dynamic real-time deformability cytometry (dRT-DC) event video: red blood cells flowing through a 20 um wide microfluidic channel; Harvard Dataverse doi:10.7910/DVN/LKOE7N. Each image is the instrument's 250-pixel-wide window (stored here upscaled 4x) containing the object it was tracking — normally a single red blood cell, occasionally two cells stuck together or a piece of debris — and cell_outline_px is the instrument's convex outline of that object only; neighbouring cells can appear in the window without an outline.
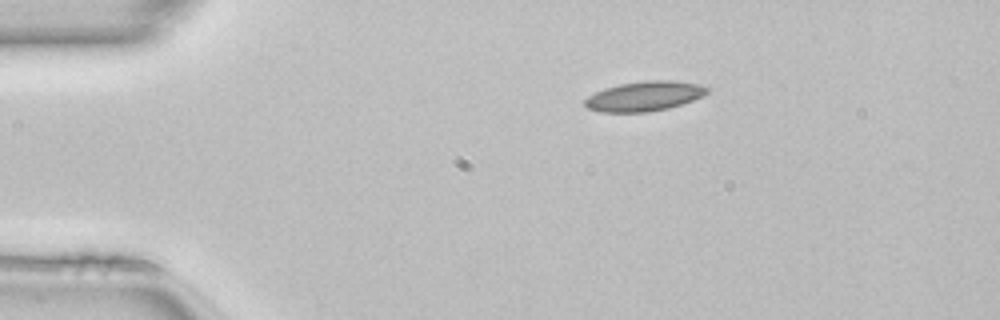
{"species": "common noctule bat (a hibernating species)", "species_latin": "Nyctalus noctula", "temperature_condition": "room temperature", "stored_images_in_passage": 41, "camera_frame_rate_fps": 3000, "um_per_image_px": 0.085, "animal": {"sex": "female", "body_mass_g": 22.7, "forearm_length_mm": 54.2}, "frame": {"image": 1, "passage_image": 1, "time_ms": 0.0, "image_size_px": [1000, 320], "cell_outline_px": [[708, 92], [704, 96], [668, 108], [648, 112], [600, 112], [588, 108], [584, 104], [584, 100], [588, 96], [604, 88], [620, 84], [648, 80], [672, 80], [696, 84], [708, 88]], "centroid_in_image_um": [54.75, 8.18], "position_along_channel_um": 30.3, "area_um2": 21.04}}
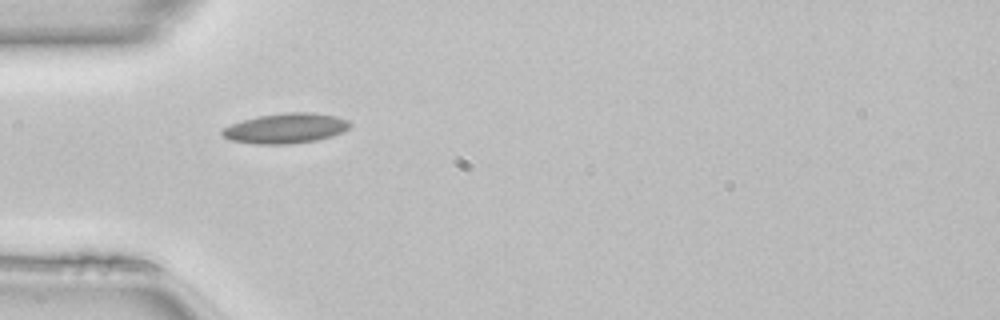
{"frame": {"image": 2, "passage_image": 7, "time_ms": 2.0, "image_size_px": [1000, 320], "cell_outline_px": [[352, 124], [344, 132], [332, 136], [316, 140], [292, 144], [256, 144], [228, 140], [220, 132], [224, 128], [232, 124], [244, 120], [260, 116], [284, 112], [312, 112], [336, 116], [348, 120]], "centroid_in_image_um": [24.31, 10.91], "position_along_channel_um": 60.7, "area_um2": 22.43}}
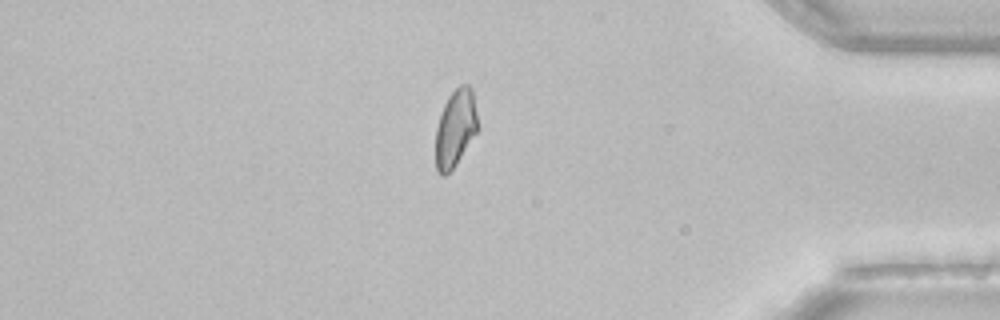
{"frame": {"image": 3, "passage_image": 34, "time_ms": 11.0, "image_size_px": [1000, 320], "cell_outline_px": [[480, 128], [456, 164], [444, 176], [440, 176], [436, 168], [436, 128], [444, 104], [448, 96], [460, 84], [468, 84], [472, 88]], "centroid_in_image_um": [38.74, 10.87], "position_along_channel_um": 396.5, "area_um2": 19.13}, "authors_computed_cell_mechanics": {"area_um2": 19.7676, "velocity_mm_per_s": 4.1277, "shape_relaxation_time_tau1_ms": null, "shape_relaxation_time_tau2_ms": 8.6841, "deformation_change_tau1": null, "deformation_change_tau2": 0.1197}}